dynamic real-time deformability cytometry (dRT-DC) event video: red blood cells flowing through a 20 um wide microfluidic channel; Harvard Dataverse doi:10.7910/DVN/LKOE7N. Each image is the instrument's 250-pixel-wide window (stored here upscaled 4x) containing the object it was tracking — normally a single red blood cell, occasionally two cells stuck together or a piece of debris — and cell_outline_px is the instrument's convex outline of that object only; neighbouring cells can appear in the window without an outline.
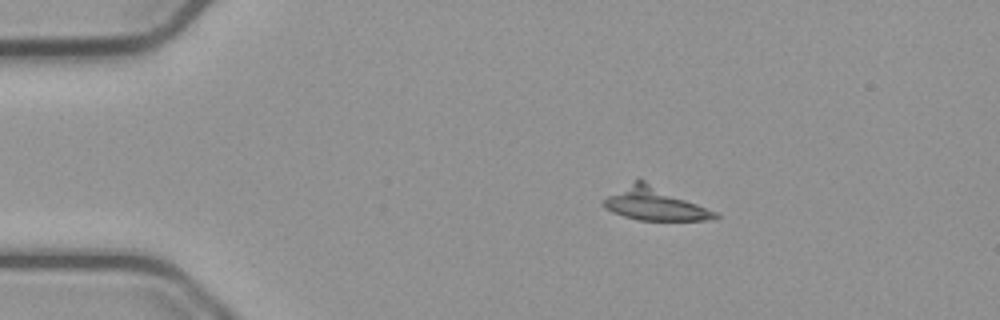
{"species": "common noctule bat (a hibernating species)", "species_latin": "Nyctalus noctula", "temperature_condition": "cold", "stored_images_in_passage": 46, "camera_frame_rate_fps": 3000, "um_per_image_px": 0.085, "animal": {"sex": "male", "body_mass_g": 23.1, "forearm_length_mm": 52.7}, "frame": {"image": 1, "passage_image": 1, "time_ms": 0.0, "image_size_px": [1000, 320], "cell_outline_px": [[720, 216], [708, 220], [640, 220], [624, 216], [612, 212], [604, 204], [604, 200], [608, 196], [636, 180], [644, 180], [716, 212]], "centroid_in_image_um": [55.67, 17.35], "position_along_channel_um": 29.3, "area_um2": 20.46}}
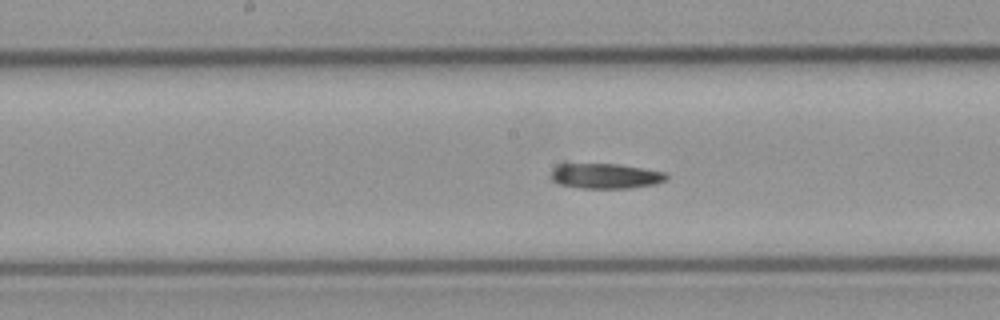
{"frame": {"image": 2, "passage_image": 19, "time_ms": 6.0, "image_size_px": [1000, 320], "cell_outline_px": [[668, 180], [656, 184], [628, 188], [580, 188], [560, 184], [552, 180], [548, 176], [552, 168], [556, 164], [564, 160], [616, 164], [664, 172], [668, 176]], "centroid_in_image_um": [51.31, 14.91], "position_along_channel_um": 196.9, "area_um2": 17.86}}
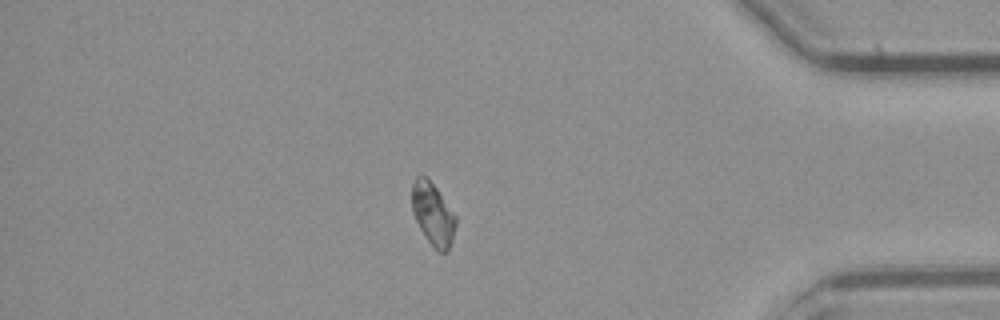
{"frame": {"image": 3, "passage_image": 38, "time_ms": 12.333, "image_size_px": [1000, 320], "cell_outline_px": [[456, 224], [452, 240], [448, 252], [440, 252], [428, 240], [420, 228], [412, 212], [412, 184], [416, 176], [424, 176], [436, 188], [456, 216]], "centroid_in_image_um": [36.8, 18.2], "position_along_channel_um": 398.4, "area_um2": 15.61}}